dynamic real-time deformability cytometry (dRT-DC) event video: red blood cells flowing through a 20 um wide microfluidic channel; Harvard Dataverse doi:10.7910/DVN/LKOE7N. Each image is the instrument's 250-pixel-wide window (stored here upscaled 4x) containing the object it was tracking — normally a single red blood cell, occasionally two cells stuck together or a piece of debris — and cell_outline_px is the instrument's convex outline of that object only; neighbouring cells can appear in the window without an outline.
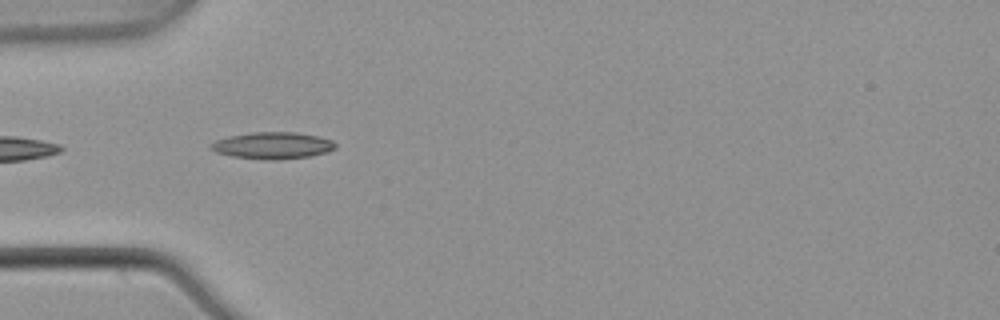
{"species": "common noctule bat (a hibernating species)", "species_latin": "Nyctalus noctula", "temperature_condition": "warm", "stored_images_in_passage": 4, "camera_frame_rate_fps": 3000, "um_per_image_px": 0.085, "animal": {"sex": "male", "body_mass_g": 21.5, "forearm_length_mm": 52.0}, "frame": {"image": 1, "passage_image": 3, "time_ms": 0.667, "image_size_px": [1000, 320], "cell_outline_px": [[336, 148], [312, 156], [276, 160], [272, 160], [232, 156], [216, 152], [208, 144], [216, 140], [228, 136], [252, 132], [296, 132], [316, 136], [332, 140], [336, 144]], "centroid_in_image_um": [23.16, 12.36], "position_along_channel_um": 61.8, "area_um2": 19.31}}
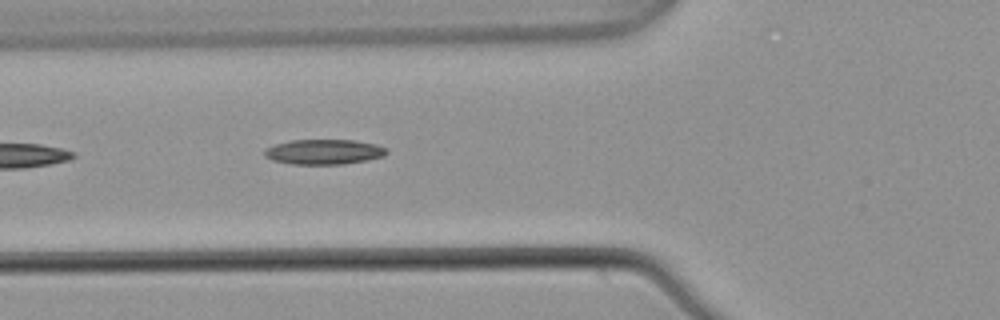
{"frame": {"image": 2, "passage_image": 4, "time_ms": 1.0, "image_size_px": [1000, 320], "cell_outline_px": [[388, 152], [384, 156], [344, 164], [292, 164], [272, 160], [264, 156], [264, 148], [276, 144], [292, 140], [352, 140], [376, 144], [388, 148]], "centroid_in_image_um": [27.52, 12.9], "position_along_channel_um": 98.3, "area_um2": 17.8}}